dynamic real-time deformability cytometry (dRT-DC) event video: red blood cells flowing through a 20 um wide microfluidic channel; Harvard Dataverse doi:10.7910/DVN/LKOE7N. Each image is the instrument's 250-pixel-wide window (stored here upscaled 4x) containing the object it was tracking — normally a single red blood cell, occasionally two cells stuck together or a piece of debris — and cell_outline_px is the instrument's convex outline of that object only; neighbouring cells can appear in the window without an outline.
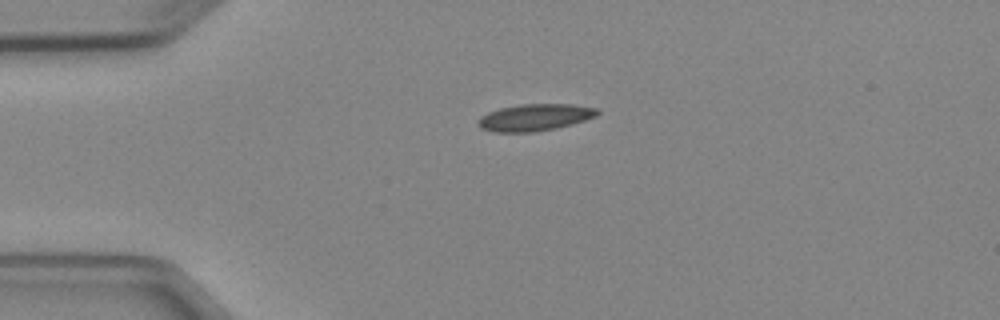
{"species": "Egyptian fruit bat (a non-hibernating species)", "species_latin": "Rousettus aegyptiacus", "temperature_condition": "cold", "stored_images_in_passage": 2, "camera_frame_rate_fps": 3000, "um_per_image_px": 0.085, "animal": {"sex": "female"}, "frame": {"image": 1, "passage_image": 1, "time_ms": 0.0, "image_size_px": [1000, 320], "cell_outline_px": [[600, 112], [596, 116], [572, 124], [556, 128], [532, 132], [492, 132], [480, 128], [476, 120], [480, 116], [488, 112], [500, 108], [520, 104], [572, 104], [596, 108]], "centroid_in_image_um": [45.42, 9.98], "position_along_channel_um": 39.6, "area_um2": 18.73}}